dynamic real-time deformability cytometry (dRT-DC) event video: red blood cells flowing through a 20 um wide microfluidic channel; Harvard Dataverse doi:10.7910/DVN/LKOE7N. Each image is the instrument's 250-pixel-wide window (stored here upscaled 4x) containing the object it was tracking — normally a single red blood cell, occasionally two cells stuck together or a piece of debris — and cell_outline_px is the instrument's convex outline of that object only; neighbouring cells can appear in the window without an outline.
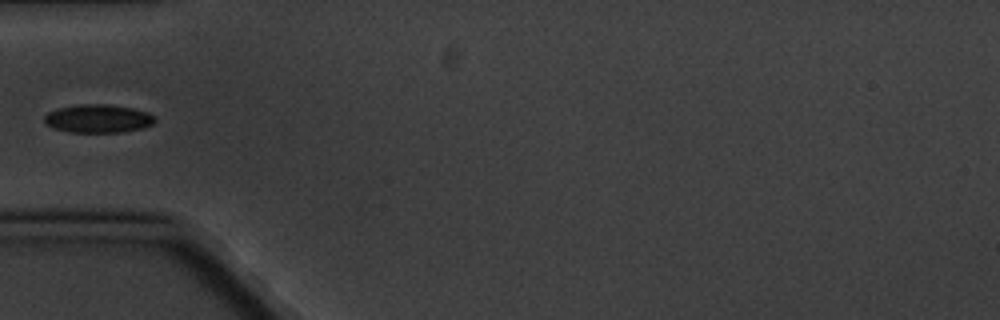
{"species": "common noctule bat (a hibernating species)", "species_latin": "Nyctalus noctula", "temperature_condition": "cold", "stored_images_in_passage": 5, "camera_frame_rate_fps": 3000, "um_per_image_px": 0.085, "animal": {"sex": "male", "body_mass_g": 20.1, "forearm_length_mm": 53.5}, "frame": {"image": 1, "passage_image": 3, "time_ms": 2.333, "image_size_px": [1000, 320], "cell_outline_px": [[156, 120], [152, 124], [144, 128], [120, 132], [68, 132], [52, 128], [44, 124], [44, 116], [48, 112], [56, 108], [80, 104], [112, 104], [136, 108], [148, 112]], "centroid_in_image_um": [8.32, 10.07], "position_along_channel_um": 76.7, "area_um2": 18.55}}